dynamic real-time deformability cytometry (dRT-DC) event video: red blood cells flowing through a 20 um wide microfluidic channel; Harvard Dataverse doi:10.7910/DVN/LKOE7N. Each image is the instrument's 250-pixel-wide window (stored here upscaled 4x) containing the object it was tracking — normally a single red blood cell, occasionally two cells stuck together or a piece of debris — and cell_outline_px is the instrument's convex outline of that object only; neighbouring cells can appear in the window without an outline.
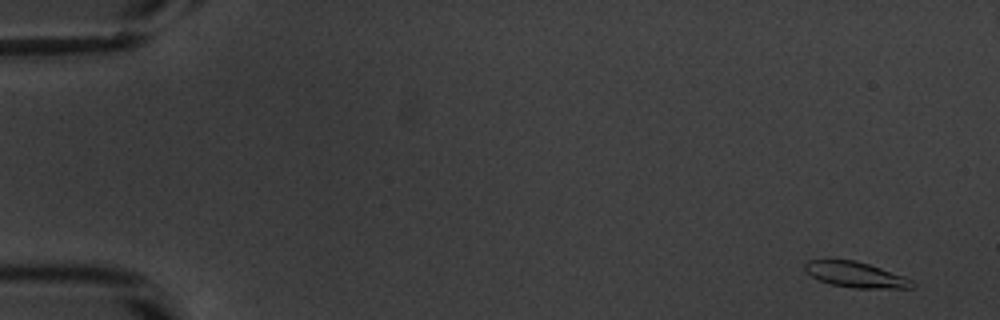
{"species": "common noctule bat (a hibernating species)", "species_latin": "Nyctalus noctula", "temperature_condition": "warm", "stored_images_in_passage": 55, "segment_of_instrument_passage": [1, 2], "camera_frame_rate_fps": 3000, "um_per_image_px": 0.085, "animal": {"sex": "male", "body_mass_g": 20.1, "forearm_length_mm": 53.5}, "frame": {"image": 1, "passage_image": 3, "time_ms": 0.667, "image_size_px": [1000, 320], "cell_outline_px": [[916, 284], [912, 288], [852, 288], [832, 284], [820, 280], [812, 276], [804, 268], [804, 264], [808, 260], [856, 260], [904, 276], [912, 280]], "centroid_in_image_um": [72.76, 23.35], "position_along_channel_um": 12.2, "area_um2": 15.78}}
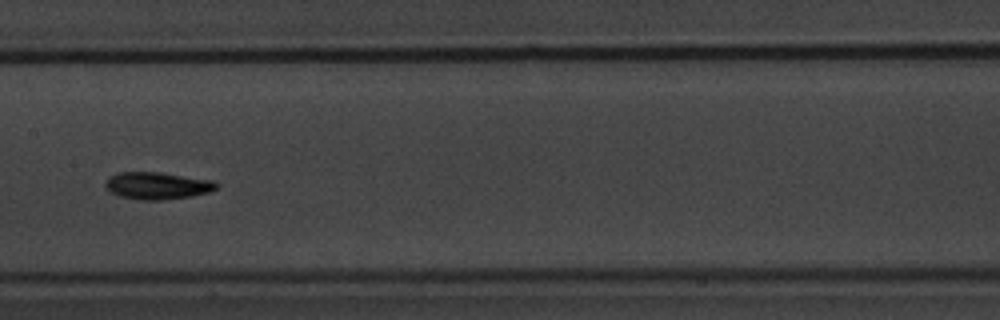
{"frame": {"image": 2, "passage_image": 28, "time_ms": 9.0, "image_size_px": [1000, 320], "cell_outline_px": [[220, 184], [216, 188], [208, 192], [192, 196], [160, 200], [140, 200], [120, 196], [104, 188], [104, 184], [108, 176], [116, 172], [160, 172], [216, 180]], "centroid_in_image_um": [13.37, 15.77], "position_along_channel_um": 194.0, "area_um2": 17.86}}
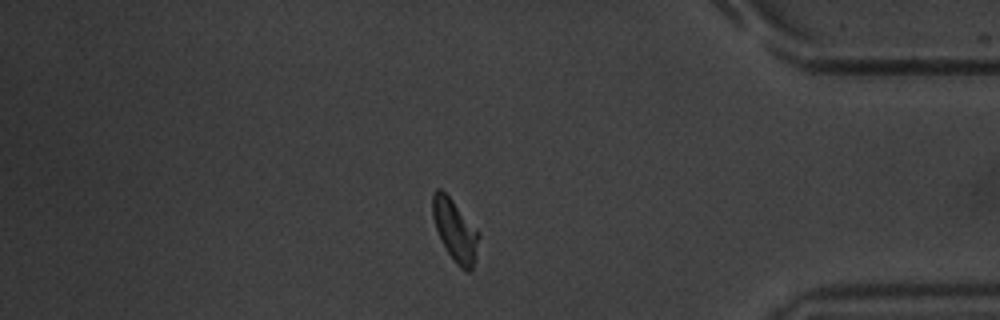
{"frame": {"image": 3, "passage_image": 46, "time_ms": 15.0, "image_size_px": [1000, 320], "cell_outline_px": [[480, 236], [472, 272], [468, 272], [460, 268], [456, 264], [448, 252], [436, 228], [432, 216], [432, 192], [436, 188], [440, 188], [452, 200], [480, 232]], "centroid_in_image_um": [38.69, 19.59], "position_along_channel_um": 396.5, "area_um2": 16.53}}